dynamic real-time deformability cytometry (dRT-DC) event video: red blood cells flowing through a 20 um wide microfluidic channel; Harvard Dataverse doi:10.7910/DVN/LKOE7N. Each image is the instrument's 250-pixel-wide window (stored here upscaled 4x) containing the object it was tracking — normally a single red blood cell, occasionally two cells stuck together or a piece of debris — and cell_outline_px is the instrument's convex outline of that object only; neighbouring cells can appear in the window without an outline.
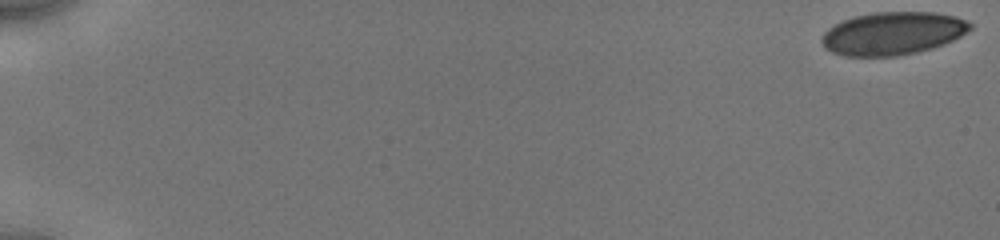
{"species": "human", "species_latin": "Homo sapiens", "temperature_condition": "cold", "stored_images_in_passage": 51, "camera_frame_rate_fps": 3000, "um_per_image_px": 0.085, "donor": {"sex": "male"}, "frame": {"image": 1, "passage_image": 1, "time_ms": 0.0, "image_size_px": [1000, 240], "cell_outline_px": [[972, 28], [960, 36], [944, 44], [932, 48], [916, 52], [896, 56], [844, 56], [832, 52], [824, 48], [820, 40], [824, 32], [828, 28], [844, 20], [856, 16], [872, 12], [932, 12], [956, 16], [968, 20], [972, 24]], "centroid_in_image_um": [75.88, 2.84], "position_along_channel_um": 9.1, "area_um2": 37.17}}
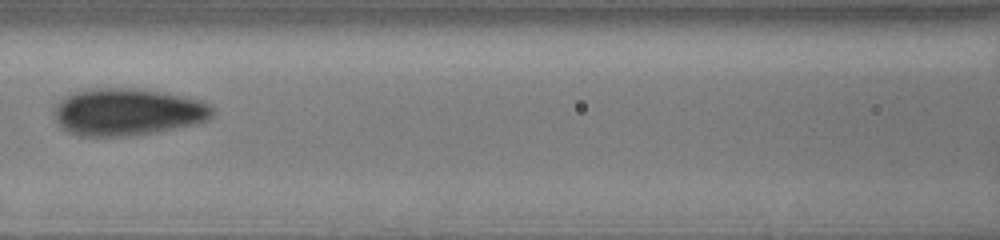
{"frame": {"image": 2, "passage_image": 22, "time_ms": 8.667, "image_size_px": [1000, 240], "cell_outline_px": [[212, 116], [208, 120], [192, 124], [156, 132], [128, 136], [80, 136], [68, 132], [56, 120], [56, 104], [64, 96], [72, 92], [92, 88], [128, 88], [160, 92], [200, 100], [212, 104]], "centroid_in_image_um": [10.83, 9.51], "position_along_channel_um": 155.8, "area_um2": 43.12}}
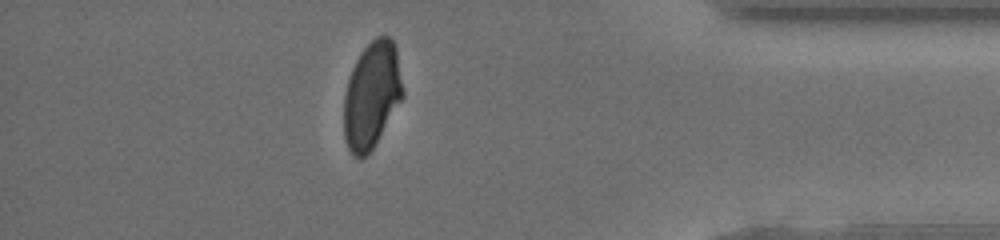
{"frame": {"image": 3, "passage_image": 42, "time_ms": 15.667, "image_size_px": [1000, 240], "cell_outline_px": [[404, 96], [372, 148], [360, 160], [352, 156], [344, 140], [344, 96], [348, 80], [352, 68], [360, 52], [376, 36], [388, 36], [392, 40], [396, 48], [404, 92]], "centroid_in_image_um": [31.59, 8.09], "position_along_channel_um": 403.6, "area_um2": 36.47}, "authors_computed_cell_mechanics": {"area_um2": 38.9572, "velocity_mm_per_s": 3.9463, "shape_relaxation_time_tau1_ms": 7.2983, "shape_relaxation_time_tau2_ms": 0.6406, "deformation_change_tau1": 0.1274, "deformation_change_tau2": 0.0415}}